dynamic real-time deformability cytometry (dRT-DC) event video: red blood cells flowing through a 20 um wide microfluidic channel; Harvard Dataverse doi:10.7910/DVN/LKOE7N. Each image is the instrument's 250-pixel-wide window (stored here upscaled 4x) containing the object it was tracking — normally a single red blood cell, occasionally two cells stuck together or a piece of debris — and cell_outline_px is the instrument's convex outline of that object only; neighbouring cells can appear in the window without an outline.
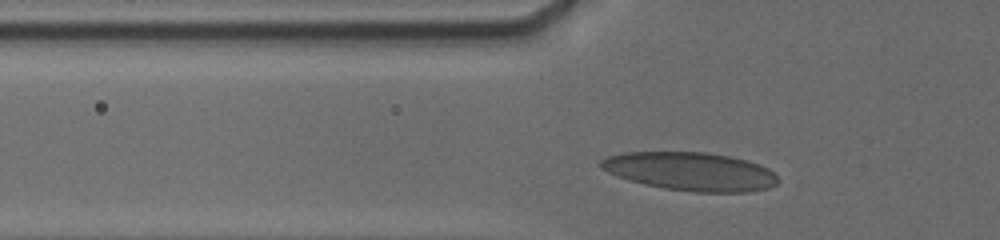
{"species": "human", "species_latin": "Homo sapiens", "temperature_condition": "cold", "stored_images_in_passage": 20, "camera_frame_rate_fps": 3000, "um_per_image_px": 0.085, "donor": {"sex": "male"}, "frame": {"image": 1, "passage_image": 5, "time_ms": 1.667, "image_size_px": [1000, 240], "cell_outline_px": [[780, 180], [776, 184], [768, 188], [748, 192], [696, 192], [664, 188], [644, 184], [608, 172], [600, 168], [596, 164], [600, 160], [608, 156], [624, 152], [704, 152], [732, 156], [760, 164], [768, 168]], "centroid_in_image_um": [58.7, 14.56], "position_along_channel_um": 67.1, "area_um2": 39.65}}
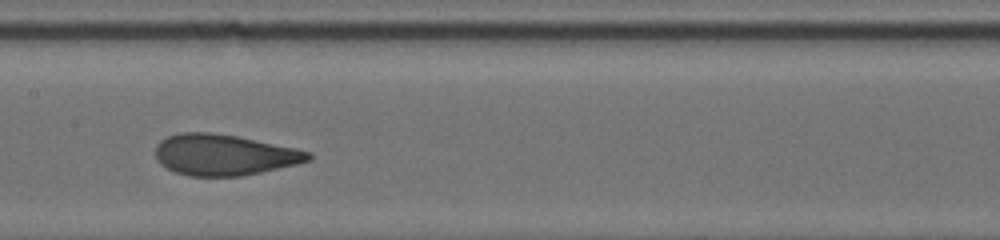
{"frame": {"image": 2, "passage_image": 11, "time_ms": 5.0, "image_size_px": [1000, 240], "cell_outline_px": [[312, 160], [296, 164], [260, 172], [240, 176], [188, 176], [176, 172], [160, 164], [156, 156], [156, 144], [160, 140], [168, 136], [180, 132], [208, 132], [236, 136], [296, 148], [312, 152]], "centroid_in_image_um": [19.05, 13.16], "position_along_channel_um": 188.4, "area_um2": 36.41}}
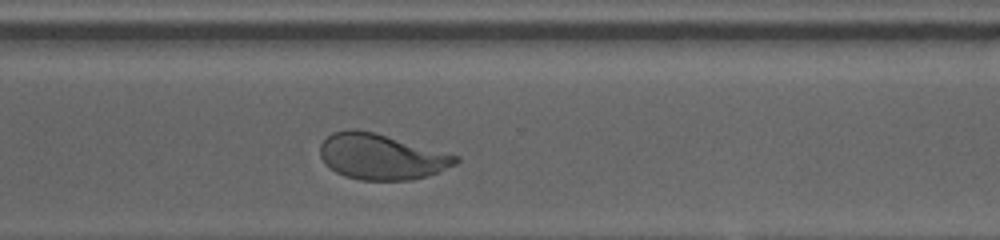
{"frame": {"image": 3, "passage_image": 20, "time_ms": 9.0, "image_size_px": [1000, 240], "cell_outline_px": [[460, 160], [456, 164], [436, 172], [424, 176], [408, 180], [360, 180], [344, 176], [336, 172], [320, 156], [320, 144], [332, 132], [348, 128], [356, 128], [376, 132], [460, 156]], "centroid_in_image_um": [32.4, 13.29], "position_along_channel_um": 338.2, "area_um2": 36.07}}